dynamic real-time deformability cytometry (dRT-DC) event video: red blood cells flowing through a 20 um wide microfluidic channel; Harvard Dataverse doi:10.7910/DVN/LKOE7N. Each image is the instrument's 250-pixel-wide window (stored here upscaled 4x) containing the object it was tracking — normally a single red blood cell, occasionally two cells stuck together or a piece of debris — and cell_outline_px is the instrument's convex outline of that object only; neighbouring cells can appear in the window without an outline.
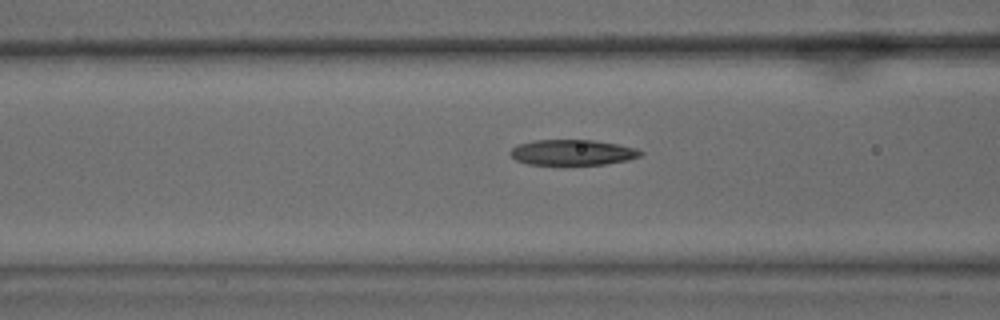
{"species": "common noctule bat (a hibernating species)", "species_latin": "Nyctalus noctula", "temperature_condition": "warm", "stored_images_in_passage": 30, "camera_frame_rate_fps": 3000, "um_per_image_px": 0.085, "animal": {"sex": "male", "body_mass_g": 15.6}, "frame": {"image": 1, "passage_image": 4, "time_ms": 1.0, "image_size_px": [1000, 320], "cell_outline_px": [[644, 152], [640, 156], [628, 160], [604, 164], [528, 164], [516, 160], [508, 152], [516, 144], [532, 140], [592, 140], [616, 144], [636, 148]], "centroid_in_image_um": [48.63, 12.95], "position_along_channel_um": 118.0, "area_um2": 19.31}}
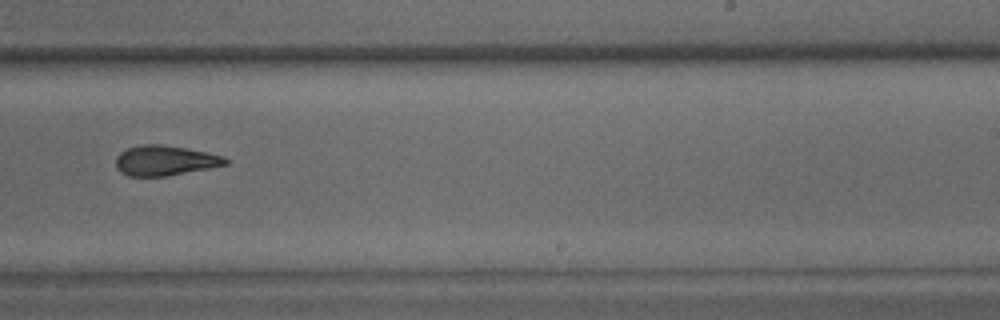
{"frame": {"image": 2, "passage_image": 16, "time_ms": 5.0, "image_size_px": [1000, 320], "cell_outline_px": [[228, 164], [168, 176], [128, 176], [120, 172], [116, 168], [116, 156], [120, 152], [128, 148], [144, 144], [160, 144], [208, 152], [224, 156], [228, 160]], "centroid_in_image_um": [14.01, 13.65], "position_along_channel_um": 275.0, "area_um2": 19.19}}
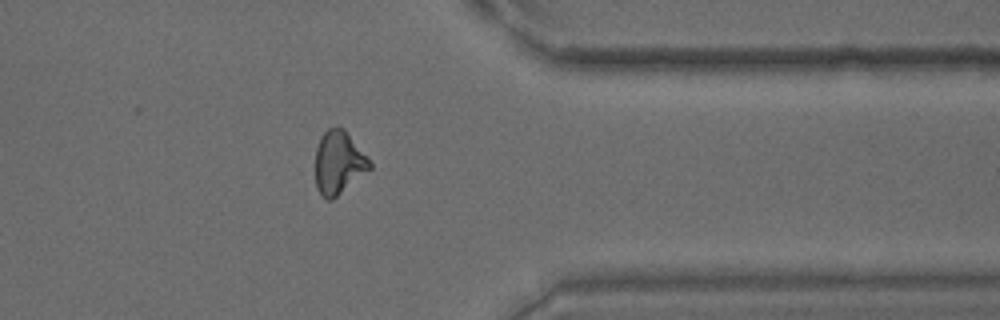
{"frame": {"image": 3, "passage_image": 25, "time_ms": 8.0, "image_size_px": [1000, 320], "cell_outline_px": [[372, 168], [332, 200], [328, 200], [316, 188], [316, 148], [320, 136], [328, 128], [344, 128], [372, 164]], "centroid_in_image_um": [28.78, 13.82], "position_along_channel_um": 382.6, "area_um2": 19.71}}